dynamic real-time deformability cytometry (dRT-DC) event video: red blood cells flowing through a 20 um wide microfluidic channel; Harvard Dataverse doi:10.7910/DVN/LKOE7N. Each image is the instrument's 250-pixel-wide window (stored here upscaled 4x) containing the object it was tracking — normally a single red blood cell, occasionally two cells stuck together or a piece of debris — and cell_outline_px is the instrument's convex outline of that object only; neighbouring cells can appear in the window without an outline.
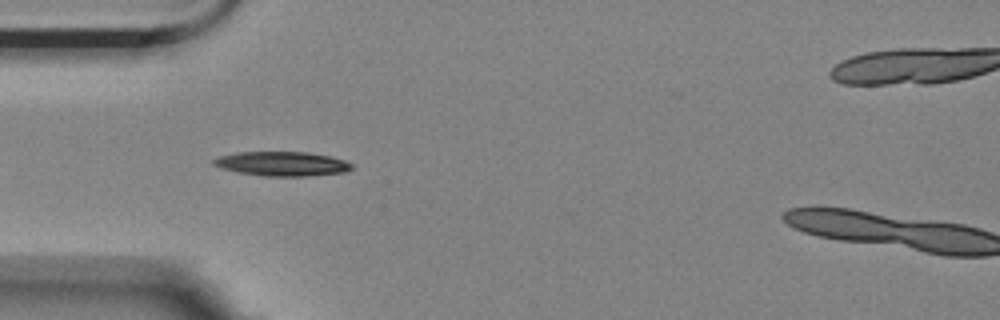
{"species": "Egyptian fruit bat (a non-hibernating species)", "species_latin": "Rousettus aegyptiacus", "temperature_condition": "room temperature", "stored_images_in_passage": 2, "camera_frame_rate_fps": 3000, "um_per_image_px": 0.085, "animal": {"sex": "female"}, "frame": {"image": 1, "passage_image": 2, "time_ms": 0.333, "image_size_px": [1000, 320], "cell_outline_px": [[352, 168], [344, 172], [308, 176], [264, 176], [236, 172], [220, 168], [212, 164], [212, 160], [220, 156], [236, 152], [308, 152], [328, 156], [344, 160], [352, 164]], "centroid_in_image_um": [23.93, 13.92], "position_along_channel_um": 61.1, "area_um2": 19.59}}